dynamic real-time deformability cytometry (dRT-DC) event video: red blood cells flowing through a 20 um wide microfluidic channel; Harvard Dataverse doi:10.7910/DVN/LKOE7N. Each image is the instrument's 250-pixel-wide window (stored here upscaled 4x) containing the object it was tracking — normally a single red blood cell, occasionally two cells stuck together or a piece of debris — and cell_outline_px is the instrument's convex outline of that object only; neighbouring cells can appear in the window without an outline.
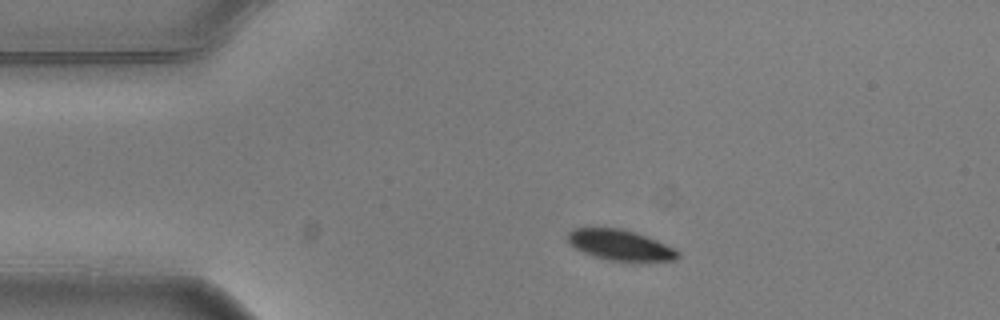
{"species": "common noctule bat (a hibernating species)", "species_latin": "Nyctalus noctula", "temperature_condition": "warm", "stored_images_in_passage": 5, "camera_frame_rate_fps": 3000, "um_per_image_px": 0.085, "animal": {"sex": "male", "body_mass_g": 20.5, "forearm_length_mm": 52.5}, "frame": {"image": 1, "passage_image": 1, "time_ms": 0.0, "image_size_px": [1000, 320], "cell_outline_px": [[680, 256], [676, 260], [608, 260], [584, 252], [576, 248], [568, 240], [568, 232], [572, 228], [620, 228], [636, 232], [656, 240], [680, 252]], "centroid_in_image_um": [52.71, 20.81], "position_along_channel_um": 32.3, "area_um2": 19.07}}
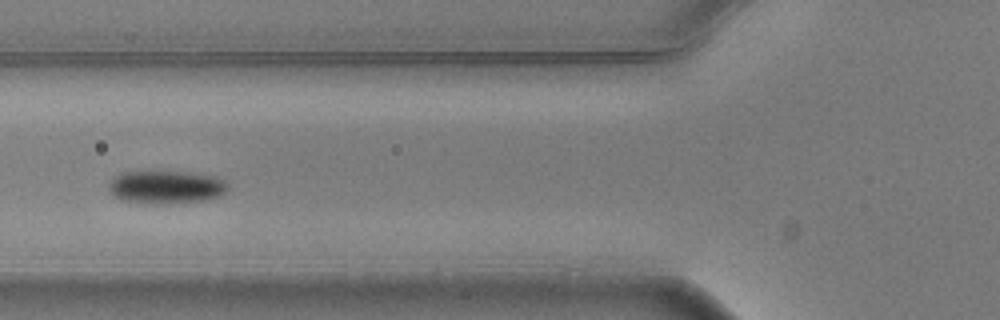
{"frame": {"image": 2, "passage_image": 3, "time_ms": 0.667, "image_size_px": [1000, 320], "cell_outline_px": [[228, 188], [220, 196], [204, 200], [160, 204], [120, 200], [108, 188], [108, 184], [120, 172], [156, 168], [192, 172], [216, 176], [224, 180], [228, 184]], "centroid_in_image_um": [14.11, 15.83], "position_along_channel_um": 111.7, "area_um2": 23.81}}
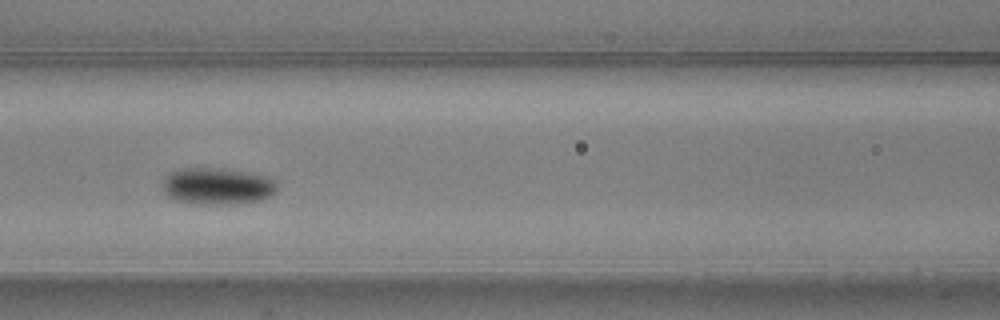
{"frame": {"image": 3, "passage_image": 4, "time_ms": 1.0, "image_size_px": [1000, 320], "cell_outline_px": [[276, 192], [272, 196], [260, 200], [232, 204], [200, 204], [176, 200], [168, 196], [164, 192], [164, 176], [172, 172], [184, 168], [224, 168], [248, 172], [264, 176], [272, 180], [276, 184]], "centroid_in_image_um": [18.48, 15.82], "position_along_channel_um": 148.1, "area_um2": 24.39}}